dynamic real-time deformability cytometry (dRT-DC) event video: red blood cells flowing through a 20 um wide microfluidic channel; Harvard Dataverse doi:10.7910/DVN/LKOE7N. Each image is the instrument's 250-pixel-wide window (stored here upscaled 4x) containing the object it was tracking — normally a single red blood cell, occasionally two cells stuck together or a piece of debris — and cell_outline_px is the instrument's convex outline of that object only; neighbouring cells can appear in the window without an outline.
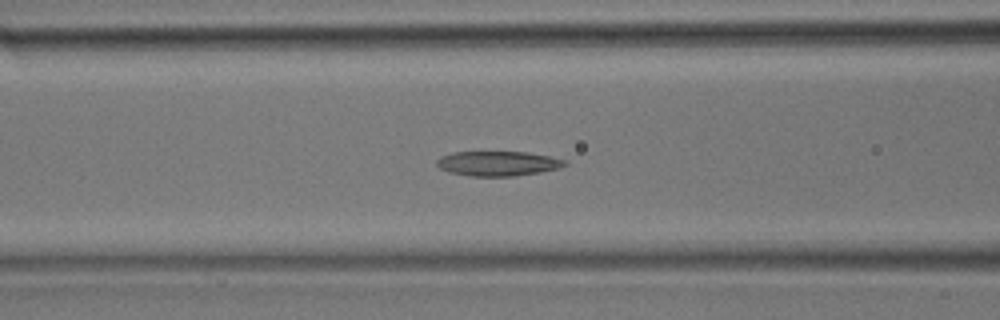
{"species": "common noctule bat (a hibernating species)", "species_latin": "Nyctalus noctula", "temperature_condition": "room temperature", "stored_images_in_passage": 37, "camera_frame_rate_fps": 3000, "um_per_image_px": 0.085, "animal": {"sex": "male", "body_mass_g": 17.9}, "frame": {"image": 1, "passage_image": 15, "time_ms": 4.667, "image_size_px": [1000, 320], "cell_outline_px": [[568, 164], [560, 168], [540, 172], [516, 176], [468, 176], [448, 172], [440, 168], [436, 164], [436, 160], [440, 156], [452, 152], [528, 152], [552, 156], [568, 160]], "centroid_in_image_um": [42.35, 13.89], "position_along_channel_um": 124.2, "area_um2": 18.79}}
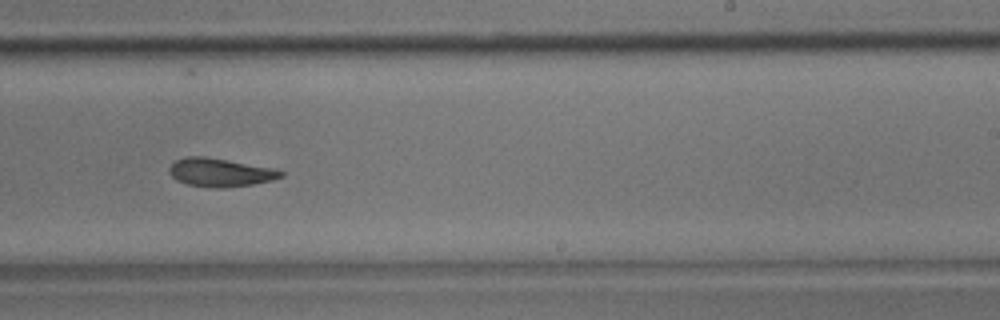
{"frame": {"image": 2, "passage_image": 23, "time_ms": 7.333, "image_size_px": [1000, 320], "cell_outline_px": [[284, 176], [272, 180], [252, 184], [224, 188], [208, 188], [188, 184], [176, 180], [168, 172], [168, 168], [176, 160], [184, 156], [204, 156], [228, 160], [272, 168], [284, 172]], "centroid_in_image_um": [18.68, 14.66], "position_along_channel_um": 270.3, "area_um2": 18.5}}
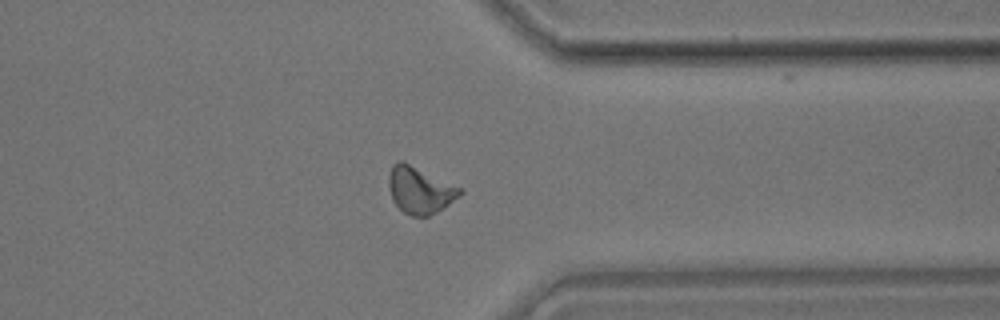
{"frame": {"image": 3, "passage_image": 29, "time_ms": 9.333, "image_size_px": [1000, 320], "cell_outline_px": [[464, 192], [460, 196], [436, 212], [428, 216], [412, 216], [404, 212], [392, 200], [388, 188], [388, 176], [392, 164], [396, 160], [404, 160], [464, 188]], "centroid_in_image_um": [35.69, 16.11], "position_along_channel_um": 375.7, "area_um2": 19.88}}